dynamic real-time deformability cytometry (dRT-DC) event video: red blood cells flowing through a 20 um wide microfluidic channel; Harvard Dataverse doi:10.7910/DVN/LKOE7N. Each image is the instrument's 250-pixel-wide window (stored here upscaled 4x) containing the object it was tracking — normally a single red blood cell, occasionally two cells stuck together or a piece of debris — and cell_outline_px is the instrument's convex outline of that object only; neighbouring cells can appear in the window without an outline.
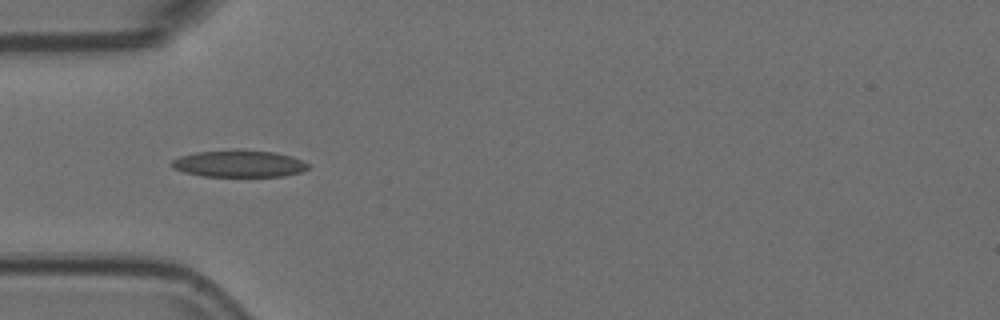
{"species": "Egyptian fruit bat (a non-hibernating species)", "species_latin": "Rousettus aegyptiacus", "temperature_condition": "room temperature", "stored_images_in_passage": 20, "camera_frame_rate_fps": 3000, "um_per_image_px": 0.085, "animal": {"sex": "female"}, "frame": {"image": 1, "passage_image": 4, "time_ms": 1.0, "image_size_px": [1000, 320], "cell_outline_px": [[308, 168], [300, 172], [284, 176], [204, 176], [184, 172], [172, 168], [168, 164], [172, 160], [180, 156], [196, 152], [240, 148], [276, 152], [292, 156], [308, 164]], "centroid_in_image_um": [20.28, 13.89], "position_along_channel_um": 64.7, "area_um2": 21.73}}
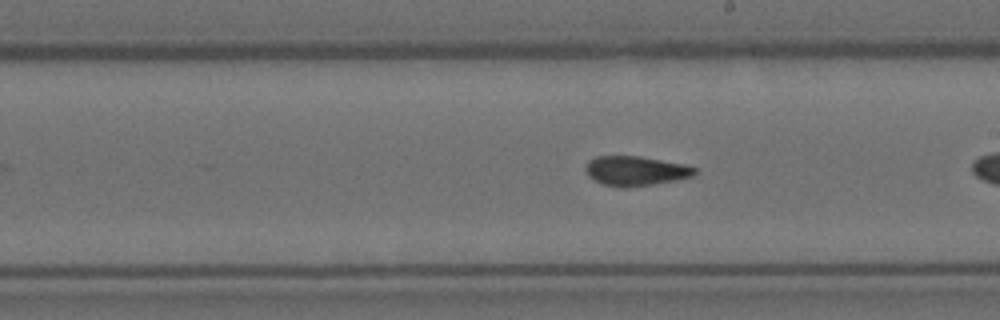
{"frame": {"image": 2, "passage_image": 15, "time_ms": 4.667, "image_size_px": [1000, 320], "cell_outline_px": [[696, 172], [692, 176], [676, 180], [652, 184], [624, 188], [620, 188], [604, 184], [588, 176], [584, 168], [588, 160], [596, 156], [640, 156], [684, 164], [696, 168]], "centroid_in_image_um": [54.0, 14.52], "position_along_channel_um": 235.0, "area_um2": 18.79}}